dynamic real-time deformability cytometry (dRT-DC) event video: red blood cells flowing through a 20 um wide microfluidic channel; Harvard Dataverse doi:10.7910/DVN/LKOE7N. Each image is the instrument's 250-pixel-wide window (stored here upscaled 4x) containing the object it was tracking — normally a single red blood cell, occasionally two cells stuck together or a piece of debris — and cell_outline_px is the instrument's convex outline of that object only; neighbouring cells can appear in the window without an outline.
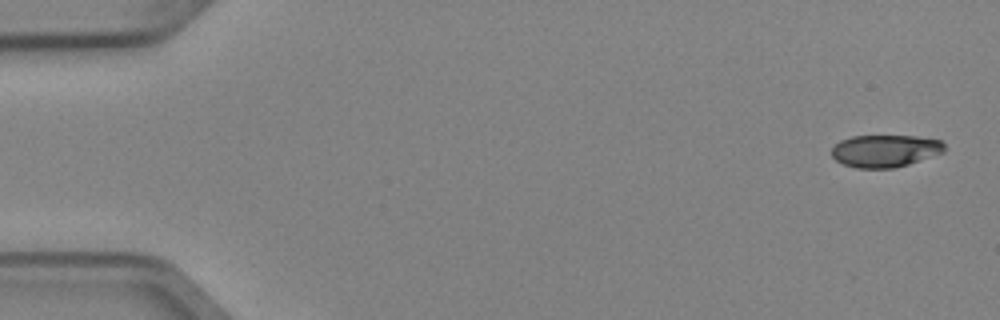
{"species": "Egyptian fruit bat (a non-hibernating species)", "species_latin": "Rousettus aegyptiacus", "temperature_condition": "cold", "stored_images_in_passage": 4, "camera_frame_rate_fps": 3000, "um_per_image_px": 0.085, "animal": {"sex": "female"}, "frame": {"image": 1, "passage_image": 1, "time_ms": 0.0, "image_size_px": [1000, 320], "cell_outline_px": [[944, 152], [896, 168], [856, 168], [844, 164], [836, 160], [832, 156], [832, 148], [840, 140], [852, 136], [916, 136], [940, 140], [944, 144]], "centroid_in_image_um": [75.22, 12.82], "position_along_channel_um": 9.8, "area_um2": 21.15}}